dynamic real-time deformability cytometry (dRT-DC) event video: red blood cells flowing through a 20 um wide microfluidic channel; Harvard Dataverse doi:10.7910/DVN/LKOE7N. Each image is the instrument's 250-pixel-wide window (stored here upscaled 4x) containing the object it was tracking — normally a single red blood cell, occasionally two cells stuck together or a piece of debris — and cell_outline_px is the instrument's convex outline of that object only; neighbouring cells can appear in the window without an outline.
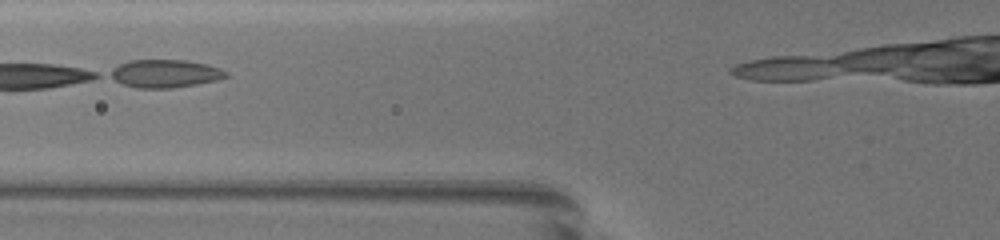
{"species": "common noctule bat (a hibernating species)", "species_latin": "Nyctalus noctula", "temperature_condition": "warm", "stored_images_in_passage": 14, "camera_frame_rate_fps": 3000, "um_per_image_px": 0.085, "animal": {"sex": "female", "body_mass_g": 19.5, "forearm_length_mm": 54.1}, "frame": {"image": 1, "passage_image": 2, "time_ms": 0.333, "image_size_px": [1000, 240], "cell_outline_px": [[228, 76], [216, 80], [196, 84], [172, 88], [136, 88], [120, 84], [108, 76], [108, 72], [120, 64], [132, 60], [184, 60], [204, 64], [220, 68], [228, 72]], "centroid_in_image_um": [13.98, 6.26], "position_along_channel_um": 111.8, "area_um2": 18.84}}